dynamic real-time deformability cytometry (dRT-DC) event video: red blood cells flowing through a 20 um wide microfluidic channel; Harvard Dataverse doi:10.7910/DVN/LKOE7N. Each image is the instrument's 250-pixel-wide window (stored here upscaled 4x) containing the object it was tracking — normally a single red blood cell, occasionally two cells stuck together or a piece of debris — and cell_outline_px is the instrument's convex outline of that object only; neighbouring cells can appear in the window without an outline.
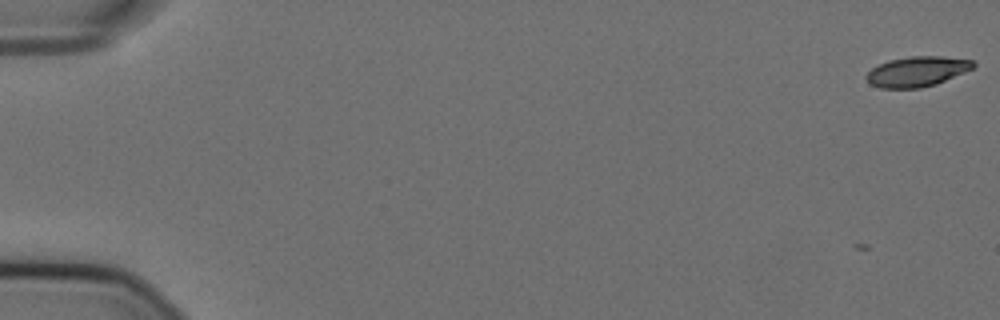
{"species": "Egyptian fruit bat (a non-hibernating species)", "species_latin": "Rousettus aegyptiacus", "temperature_condition": "cold", "stored_images_in_passage": 4, "camera_frame_rate_fps": 3000, "um_per_image_px": 0.085, "animal": {"sex": "female"}, "frame": {"image": 1, "passage_image": 4, "time_ms": 1.0, "image_size_px": [1000, 320], "cell_outline_px": [[976, 64], [972, 68], [964, 72], [936, 84], [920, 88], [880, 88], [872, 84], [864, 76], [872, 68], [888, 60], [912, 56], [940, 56], [972, 60]], "centroid_in_image_um": [77.94, 6.08], "position_along_channel_um": 7.1, "area_um2": 18.55}}